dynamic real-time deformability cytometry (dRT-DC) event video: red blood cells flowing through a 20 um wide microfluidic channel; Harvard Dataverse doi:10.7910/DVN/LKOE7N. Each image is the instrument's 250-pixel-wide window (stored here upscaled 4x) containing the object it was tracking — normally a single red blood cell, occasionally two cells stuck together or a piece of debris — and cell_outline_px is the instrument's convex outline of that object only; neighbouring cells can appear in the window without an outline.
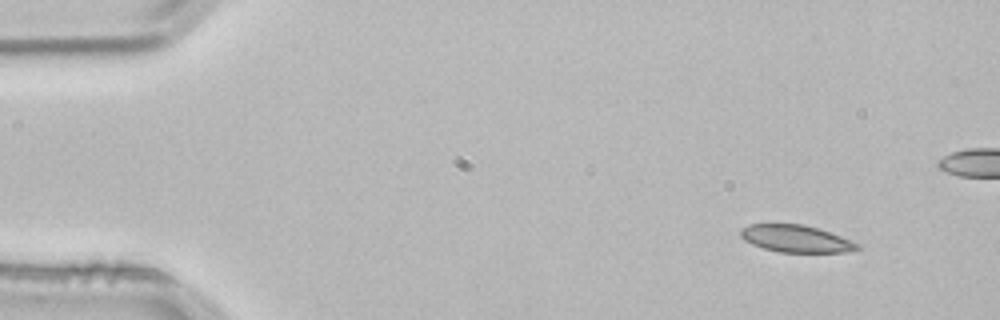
{"species": "common noctule bat (a hibernating species)", "species_latin": "Nyctalus noctula", "temperature_condition": "room temperature", "stored_images_in_passage": 4, "camera_frame_rate_fps": 3000, "um_per_image_px": 0.085, "animal": {"sex": "male", "body_mass_g": 21.5, "forearm_length_mm": 52.0}, "frame": {"image": 1, "passage_image": 1, "time_ms": 0.0, "image_size_px": [1000, 320], "cell_outline_px": [[860, 248], [844, 252], [780, 252], [764, 248], [752, 244], [744, 240], [740, 236], [740, 228], [748, 224], [804, 224], [820, 228], [860, 244]], "centroid_in_image_um": [67.63, 20.27], "position_along_channel_um": 17.4, "area_um2": 18.5}}